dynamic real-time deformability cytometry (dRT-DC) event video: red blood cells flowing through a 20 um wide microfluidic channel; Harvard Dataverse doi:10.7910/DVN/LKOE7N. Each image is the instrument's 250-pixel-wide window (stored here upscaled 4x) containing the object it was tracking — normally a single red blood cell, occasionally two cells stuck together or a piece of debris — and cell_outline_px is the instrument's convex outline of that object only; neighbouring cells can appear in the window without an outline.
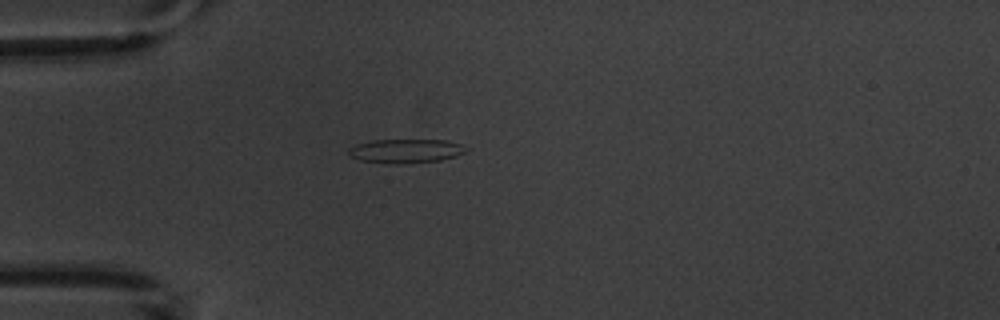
{"species": "common noctule bat (a hibernating species)", "species_latin": "Nyctalus noctula", "temperature_condition": "warm", "stored_images_in_passage": 2, "camera_frame_rate_fps": 3000, "um_per_image_px": 0.085, "animal": {"sex": "male", "body_mass_g": 20.1, "forearm_length_mm": 53.5}, "frame": {"image": 1, "passage_image": 1, "time_ms": 0.0, "image_size_px": [1000, 320], "cell_outline_px": [[464, 152], [456, 156], [440, 160], [404, 164], [388, 164], [360, 160], [348, 156], [348, 148], [356, 144], [372, 140], [448, 140], [460, 144], [464, 148]], "centroid_in_image_um": [34.41, 12.84], "position_along_channel_um": 50.6, "area_um2": 16.47}}